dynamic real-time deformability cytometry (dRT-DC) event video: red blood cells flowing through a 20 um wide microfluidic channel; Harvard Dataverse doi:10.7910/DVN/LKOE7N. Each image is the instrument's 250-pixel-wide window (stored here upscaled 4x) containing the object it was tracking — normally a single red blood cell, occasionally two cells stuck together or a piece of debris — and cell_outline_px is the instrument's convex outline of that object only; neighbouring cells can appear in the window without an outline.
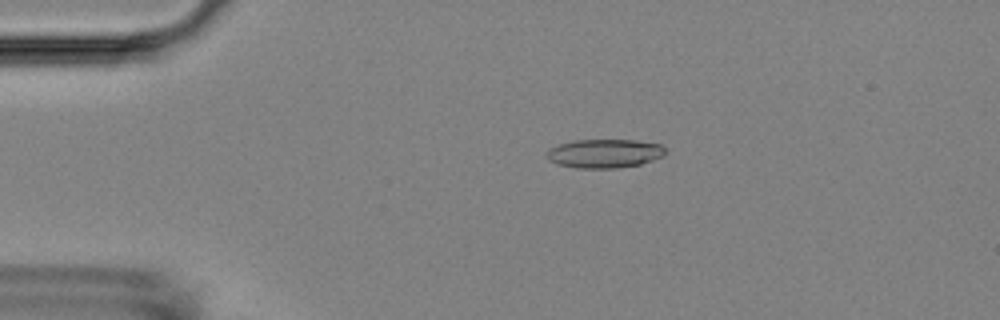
{"species": "Egyptian fruit bat (a non-hibernating species)", "species_latin": "Rousettus aegyptiacus", "temperature_condition": "room temperature", "stored_images_in_passage": 51, "camera_frame_rate_fps": 3000, "um_per_image_px": 0.085, "animal": {"sex": "female"}, "frame": {"image": 1, "passage_image": 8, "time_ms": 2.333, "image_size_px": [1000, 320], "cell_outline_px": [[664, 156], [640, 164], [616, 168], [576, 168], [556, 164], [548, 160], [548, 152], [552, 148], [560, 144], [576, 140], [636, 140], [660, 144], [664, 148]], "centroid_in_image_um": [51.39, 13.05], "position_along_channel_um": 33.6, "area_um2": 19.71}}
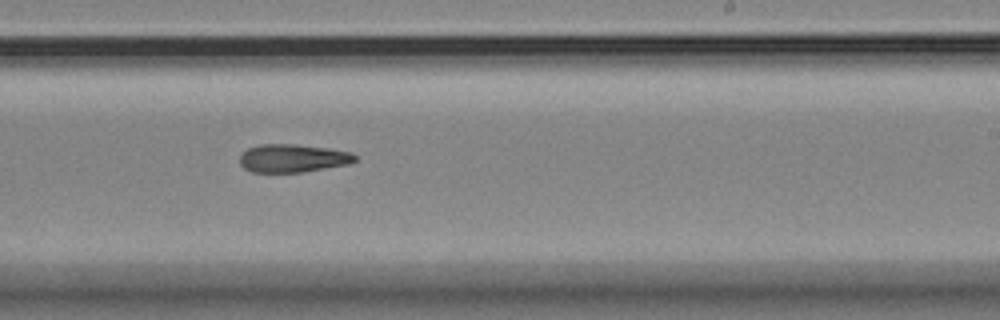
{"frame": {"image": 2, "passage_image": 30, "time_ms": 9.667, "image_size_px": [1000, 320], "cell_outline_px": [[356, 160], [348, 164], [300, 172], [252, 172], [244, 168], [240, 164], [240, 156], [248, 148], [260, 144], [296, 144], [328, 148], [352, 152], [356, 156]], "centroid_in_image_um": [24.88, 13.44], "position_along_channel_um": 264.1, "area_um2": 18.79}}
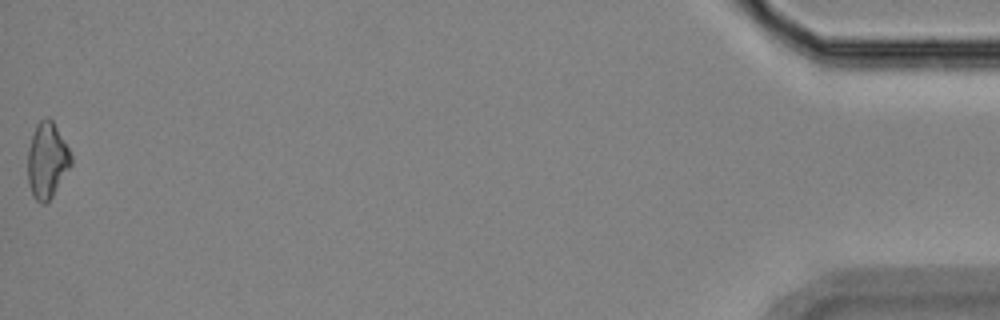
{"frame": {"image": 3, "passage_image": 51, "time_ms": 16.667, "image_size_px": [1000, 320], "cell_outline_px": [[72, 164], [52, 196], [44, 204], [40, 204], [32, 196], [28, 180], [28, 148], [36, 124], [44, 116], [48, 116], [52, 120], [68, 148], [72, 156]], "centroid_in_image_um": [3.99, 13.63], "position_along_channel_um": 431.2, "area_um2": 19.02}, "authors_computed_cell_mechanics": {"area_um2": 19.363, "velocity_mm_per_s": 3.714, "shape_relaxation_time_tau1_ms": null, "shape_relaxation_time_tau2_ms": 7.3359, "deformation_change_tau1": null, "deformation_change_tau2": 0.2046}}